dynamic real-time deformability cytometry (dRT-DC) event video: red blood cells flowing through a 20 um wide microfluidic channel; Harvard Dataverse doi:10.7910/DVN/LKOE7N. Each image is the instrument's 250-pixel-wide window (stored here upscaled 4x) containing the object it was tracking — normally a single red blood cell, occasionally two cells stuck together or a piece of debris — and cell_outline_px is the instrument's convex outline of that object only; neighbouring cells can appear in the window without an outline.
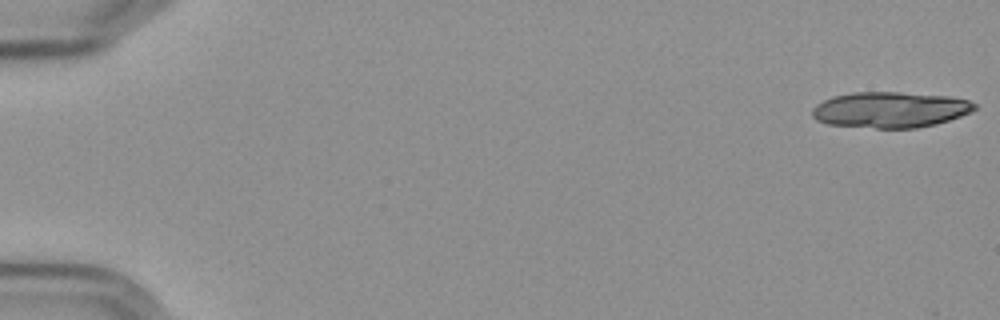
{"species": "Egyptian fruit bat (a non-hibernating species)", "species_latin": "Rousettus aegyptiacus", "temperature_condition": "cold", "stored_images_in_passage": 21, "camera_frame_rate_fps": 3000, "um_per_image_px": 0.085, "frame": {"image": 1, "passage_image": 1, "time_ms": 0.0, "image_size_px": [1000, 320], "cell_outline_px": [[976, 108], [972, 112], [936, 124], [916, 128], [876, 128], [828, 124], [816, 120], [812, 116], [812, 108], [816, 104], [832, 96], [852, 92], [900, 92], [948, 96], [968, 100], [976, 104]], "centroid_in_image_um": [75.65, 9.32], "position_along_channel_um": 9.3, "area_um2": 33.99}}